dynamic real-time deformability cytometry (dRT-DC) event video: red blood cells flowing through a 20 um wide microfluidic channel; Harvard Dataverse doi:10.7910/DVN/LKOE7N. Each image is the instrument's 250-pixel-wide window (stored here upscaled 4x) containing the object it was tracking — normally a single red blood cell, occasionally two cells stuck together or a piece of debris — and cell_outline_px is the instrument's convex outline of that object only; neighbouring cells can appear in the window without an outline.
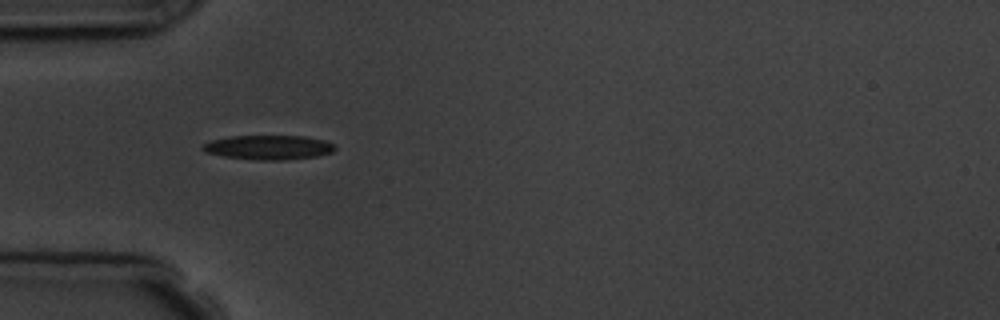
{"species": "common noctule bat (a hibernating species)", "species_latin": "Nyctalus noctula", "temperature_condition": "room temperature", "stored_images_in_passage": 6, "camera_frame_rate_fps": 3000, "um_per_image_px": 0.085, "animal": {"sex": "male", "body_mass_g": 19.5, "forearm_length_mm": 54.6}, "frame": {"image": 1, "passage_image": 5, "time_ms": 4.667, "image_size_px": [1000, 320], "cell_outline_px": [[336, 148], [332, 152], [316, 156], [284, 160], [260, 160], [224, 156], [204, 152], [200, 148], [204, 144], [212, 140], [228, 136], [304, 136], [324, 140], [336, 144]], "centroid_in_image_um": [22.84, 12.52], "position_along_channel_um": 62.2, "area_um2": 18.79}}